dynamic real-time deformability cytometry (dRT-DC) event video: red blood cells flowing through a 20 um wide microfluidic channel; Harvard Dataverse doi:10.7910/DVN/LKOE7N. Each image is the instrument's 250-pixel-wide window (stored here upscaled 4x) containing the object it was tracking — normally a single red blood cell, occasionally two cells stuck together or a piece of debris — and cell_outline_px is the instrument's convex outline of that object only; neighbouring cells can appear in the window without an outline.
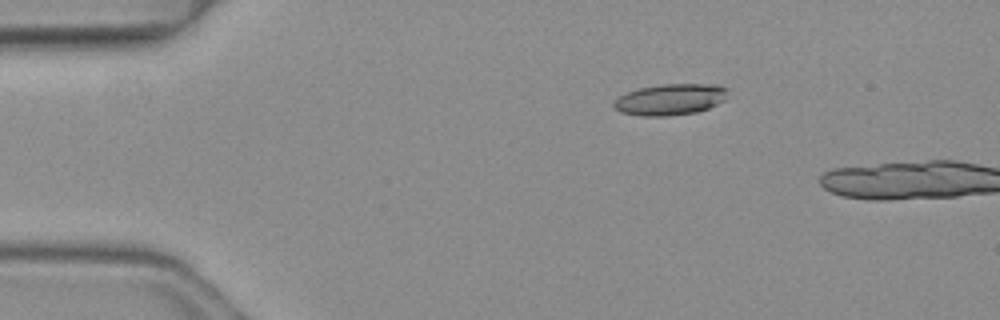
{"species": "common noctule bat (a hibernating species)", "species_latin": "Nyctalus noctula", "temperature_condition": "warm", "stored_images_in_passage": 3, "camera_frame_rate_fps": 3000, "um_per_image_px": 0.085, "animal": {"sex": "female", "body_mass_g": 19.3, "forearm_length_mm": 54.1}, "frame": {"image": 1, "passage_image": 2, "time_ms": 0.333, "image_size_px": [1000, 320], "cell_outline_px": [[728, 88], [724, 100], [708, 108], [696, 112], [668, 116], [640, 116], [620, 112], [612, 108], [612, 104], [620, 96], [628, 92], [640, 88], [660, 84], [716, 84]], "centroid_in_image_um": [56.95, 8.46], "position_along_channel_um": 28.0, "area_um2": 20.75}}